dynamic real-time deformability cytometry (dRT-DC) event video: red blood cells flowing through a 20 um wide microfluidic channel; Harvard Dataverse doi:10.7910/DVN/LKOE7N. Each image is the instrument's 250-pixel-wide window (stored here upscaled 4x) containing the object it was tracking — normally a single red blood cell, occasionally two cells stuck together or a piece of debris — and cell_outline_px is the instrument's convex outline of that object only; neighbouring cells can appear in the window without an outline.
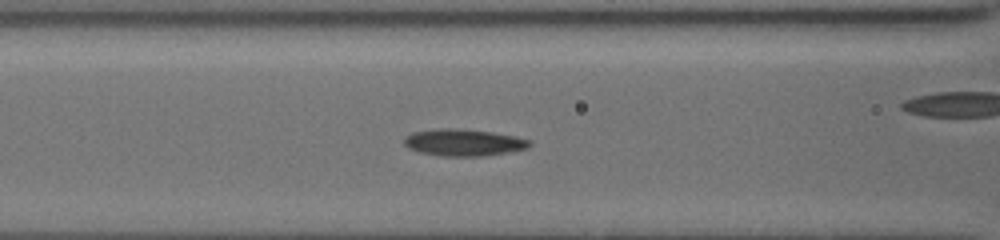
{"species": "common noctule bat (a hibernating species)", "species_latin": "Nyctalus noctula", "temperature_condition": "cold", "stored_images_in_passage": 7, "camera_frame_rate_fps": 3000, "um_per_image_px": 0.085, "animal": {"sex": "female", "body_mass_g": 19.5, "forearm_length_mm": 54.1}, "frame": {"image": 1, "passage_image": 3, "time_ms": 1.0, "image_size_px": [1000, 240], "cell_outline_px": [[532, 144], [528, 148], [508, 152], [480, 156], [440, 156], [416, 152], [408, 148], [404, 144], [404, 140], [408, 136], [416, 132], [448, 128], [492, 132], [516, 136], [532, 140]], "centroid_in_image_um": [39.45, 12.13], "position_along_channel_um": 127.1, "area_um2": 19.42}}
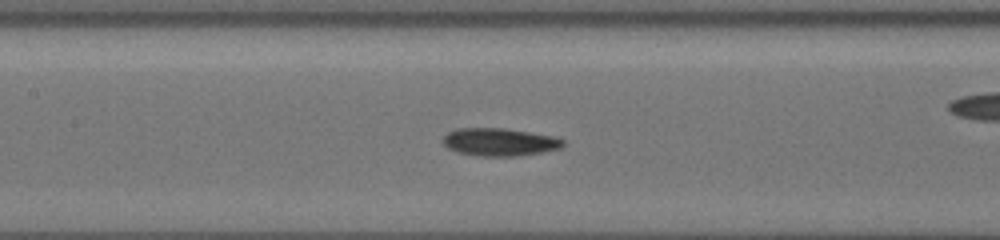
{"frame": {"image": 2, "passage_image": 5, "time_ms": 2.0, "image_size_px": [1000, 240], "cell_outline_px": [[564, 148], [544, 152], [520, 156], [476, 156], [456, 152], [448, 148], [444, 144], [444, 136], [448, 132], [460, 128], [504, 128], [552, 136], [564, 140]], "centroid_in_image_um": [42.49, 12.09], "position_along_channel_um": 164.9, "area_um2": 19.54}}